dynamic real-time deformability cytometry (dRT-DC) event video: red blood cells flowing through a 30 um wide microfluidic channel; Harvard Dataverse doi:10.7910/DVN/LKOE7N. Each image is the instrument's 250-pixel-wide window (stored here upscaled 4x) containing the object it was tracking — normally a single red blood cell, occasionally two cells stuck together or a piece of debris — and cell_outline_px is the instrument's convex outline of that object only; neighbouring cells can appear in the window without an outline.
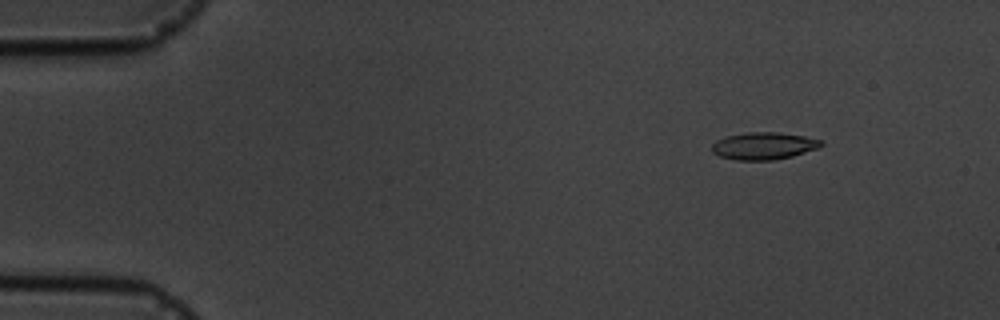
{"species": "common noctule bat (a hibernating species)", "species_latin": "Nyctalus noctula", "temperature_condition": "cold", "stored_images_in_passage": 4, "camera_frame_rate_fps": 3000, "um_per_image_px": 0.085, "animal": {"sex": "male", "body_mass_g": 19.5, "forearm_length_mm": 54.6}, "frame": {"image": 1, "passage_image": 2, "time_ms": 1.333, "image_size_px": [1000, 320], "cell_outline_px": [[824, 144], [820, 148], [792, 156], [772, 160], [736, 160], [720, 156], [712, 152], [712, 144], [716, 140], [728, 136], [748, 132], [780, 132], [804, 136], [824, 140]], "centroid_in_image_um": [64.96, 12.39], "position_along_channel_um": 20.0, "area_um2": 17.46}}
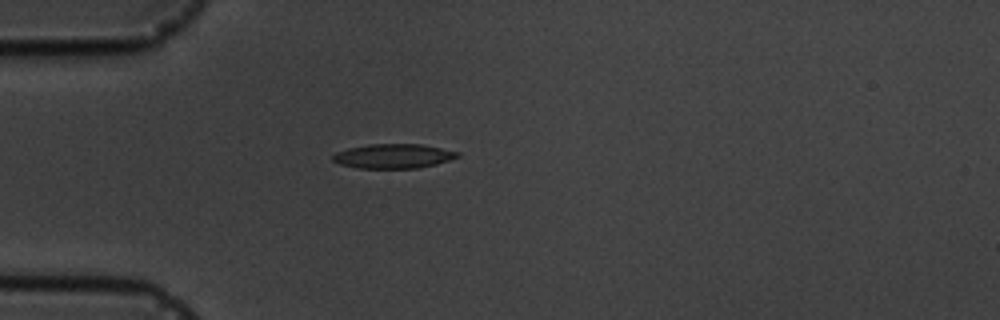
{"frame": {"image": 2, "passage_image": 4, "time_ms": 4.333, "image_size_px": [1000, 320], "cell_outline_px": [[460, 156], [436, 164], [416, 168], [356, 168], [340, 164], [332, 160], [332, 156], [336, 152], [348, 148], [368, 144], [420, 144], [460, 152]], "centroid_in_image_um": [33.41, 13.27], "position_along_channel_um": 51.6, "area_um2": 17.69}}